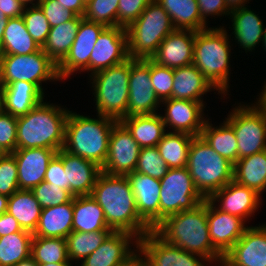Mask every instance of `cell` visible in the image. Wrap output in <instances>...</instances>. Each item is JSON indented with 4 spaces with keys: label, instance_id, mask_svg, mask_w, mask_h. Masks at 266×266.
<instances>
[{
    "label": "cell",
    "instance_id": "32",
    "mask_svg": "<svg viewBox=\"0 0 266 266\" xmlns=\"http://www.w3.org/2000/svg\"><path fill=\"white\" fill-rule=\"evenodd\" d=\"M41 48L28 33L22 16L8 19L0 45V55H26L38 52Z\"/></svg>",
    "mask_w": 266,
    "mask_h": 266
},
{
    "label": "cell",
    "instance_id": "12",
    "mask_svg": "<svg viewBox=\"0 0 266 266\" xmlns=\"http://www.w3.org/2000/svg\"><path fill=\"white\" fill-rule=\"evenodd\" d=\"M137 250L148 266H205L201 262H209L207 258L165 242L153 230L138 240Z\"/></svg>",
    "mask_w": 266,
    "mask_h": 266
},
{
    "label": "cell",
    "instance_id": "27",
    "mask_svg": "<svg viewBox=\"0 0 266 266\" xmlns=\"http://www.w3.org/2000/svg\"><path fill=\"white\" fill-rule=\"evenodd\" d=\"M173 81L171 98L174 99L203 103L202 95L212 88L217 90L193 63L173 69Z\"/></svg>",
    "mask_w": 266,
    "mask_h": 266
},
{
    "label": "cell",
    "instance_id": "4",
    "mask_svg": "<svg viewBox=\"0 0 266 266\" xmlns=\"http://www.w3.org/2000/svg\"><path fill=\"white\" fill-rule=\"evenodd\" d=\"M98 119L69 111L63 150L103 167L107 156L113 118L98 114Z\"/></svg>",
    "mask_w": 266,
    "mask_h": 266
},
{
    "label": "cell",
    "instance_id": "5",
    "mask_svg": "<svg viewBox=\"0 0 266 266\" xmlns=\"http://www.w3.org/2000/svg\"><path fill=\"white\" fill-rule=\"evenodd\" d=\"M224 27L195 31L194 66L225 95L229 81V38Z\"/></svg>",
    "mask_w": 266,
    "mask_h": 266
},
{
    "label": "cell",
    "instance_id": "52",
    "mask_svg": "<svg viewBox=\"0 0 266 266\" xmlns=\"http://www.w3.org/2000/svg\"><path fill=\"white\" fill-rule=\"evenodd\" d=\"M199 6V12L201 15L202 21L206 23V17L209 15L224 16L230 14V10L227 7L225 0H197Z\"/></svg>",
    "mask_w": 266,
    "mask_h": 266
},
{
    "label": "cell",
    "instance_id": "44",
    "mask_svg": "<svg viewBox=\"0 0 266 266\" xmlns=\"http://www.w3.org/2000/svg\"><path fill=\"white\" fill-rule=\"evenodd\" d=\"M22 17L28 33L35 42L43 47L46 43L51 26L39 6L24 8Z\"/></svg>",
    "mask_w": 266,
    "mask_h": 266
},
{
    "label": "cell",
    "instance_id": "3",
    "mask_svg": "<svg viewBox=\"0 0 266 266\" xmlns=\"http://www.w3.org/2000/svg\"><path fill=\"white\" fill-rule=\"evenodd\" d=\"M69 110L40 102L27 114L17 117L16 149L63 148Z\"/></svg>",
    "mask_w": 266,
    "mask_h": 266
},
{
    "label": "cell",
    "instance_id": "54",
    "mask_svg": "<svg viewBox=\"0 0 266 266\" xmlns=\"http://www.w3.org/2000/svg\"><path fill=\"white\" fill-rule=\"evenodd\" d=\"M24 8L17 0H0V12L7 18L22 16Z\"/></svg>",
    "mask_w": 266,
    "mask_h": 266
},
{
    "label": "cell",
    "instance_id": "31",
    "mask_svg": "<svg viewBox=\"0 0 266 266\" xmlns=\"http://www.w3.org/2000/svg\"><path fill=\"white\" fill-rule=\"evenodd\" d=\"M230 15L235 40L242 48L252 51L260 41L263 42L265 29L261 19L253 11L243 7L231 11Z\"/></svg>",
    "mask_w": 266,
    "mask_h": 266
},
{
    "label": "cell",
    "instance_id": "8",
    "mask_svg": "<svg viewBox=\"0 0 266 266\" xmlns=\"http://www.w3.org/2000/svg\"><path fill=\"white\" fill-rule=\"evenodd\" d=\"M174 30L171 18L163 7L157 1L150 3L126 28L129 57L151 58L161 42Z\"/></svg>",
    "mask_w": 266,
    "mask_h": 266
},
{
    "label": "cell",
    "instance_id": "9",
    "mask_svg": "<svg viewBox=\"0 0 266 266\" xmlns=\"http://www.w3.org/2000/svg\"><path fill=\"white\" fill-rule=\"evenodd\" d=\"M160 189L159 222L170 215L194 209L205 200L186 167L168 169L160 179Z\"/></svg>",
    "mask_w": 266,
    "mask_h": 266
},
{
    "label": "cell",
    "instance_id": "47",
    "mask_svg": "<svg viewBox=\"0 0 266 266\" xmlns=\"http://www.w3.org/2000/svg\"><path fill=\"white\" fill-rule=\"evenodd\" d=\"M152 88L160 101L172 97L173 69L160 66L150 59Z\"/></svg>",
    "mask_w": 266,
    "mask_h": 266
},
{
    "label": "cell",
    "instance_id": "48",
    "mask_svg": "<svg viewBox=\"0 0 266 266\" xmlns=\"http://www.w3.org/2000/svg\"><path fill=\"white\" fill-rule=\"evenodd\" d=\"M17 143V117L0 109V153H13Z\"/></svg>",
    "mask_w": 266,
    "mask_h": 266
},
{
    "label": "cell",
    "instance_id": "64",
    "mask_svg": "<svg viewBox=\"0 0 266 266\" xmlns=\"http://www.w3.org/2000/svg\"><path fill=\"white\" fill-rule=\"evenodd\" d=\"M2 89H3V86H2V82L0 80V109L2 107Z\"/></svg>",
    "mask_w": 266,
    "mask_h": 266
},
{
    "label": "cell",
    "instance_id": "51",
    "mask_svg": "<svg viewBox=\"0 0 266 266\" xmlns=\"http://www.w3.org/2000/svg\"><path fill=\"white\" fill-rule=\"evenodd\" d=\"M44 182L69 191V184L66 183L63 161L57 154L48 164Z\"/></svg>",
    "mask_w": 266,
    "mask_h": 266
},
{
    "label": "cell",
    "instance_id": "46",
    "mask_svg": "<svg viewBox=\"0 0 266 266\" xmlns=\"http://www.w3.org/2000/svg\"><path fill=\"white\" fill-rule=\"evenodd\" d=\"M19 189L16 159L11 153L0 154V194L11 196Z\"/></svg>",
    "mask_w": 266,
    "mask_h": 266
},
{
    "label": "cell",
    "instance_id": "7",
    "mask_svg": "<svg viewBox=\"0 0 266 266\" xmlns=\"http://www.w3.org/2000/svg\"><path fill=\"white\" fill-rule=\"evenodd\" d=\"M130 70L131 58L90 76L99 115L118 122L127 117Z\"/></svg>",
    "mask_w": 266,
    "mask_h": 266
},
{
    "label": "cell",
    "instance_id": "43",
    "mask_svg": "<svg viewBox=\"0 0 266 266\" xmlns=\"http://www.w3.org/2000/svg\"><path fill=\"white\" fill-rule=\"evenodd\" d=\"M168 169L156 146L140 149L136 172L160 180L166 175Z\"/></svg>",
    "mask_w": 266,
    "mask_h": 266
},
{
    "label": "cell",
    "instance_id": "14",
    "mask_svg": "<svg viewBox=\"0 0 266 266\" xmlns=\"http://www.w3.org/2000/svg\"><path fill=\"white\" fill-rule=\"evenodd\" d=\"M141 147L119 121L109 139L108 156L101 171L108 175L126 176L135 171Z\"/></svg>",
    "mask_w": 266,
    "mask_h": 266
},
{
    "label": "cell",
    "instance_id": "2",
    "mask_svg": "<svg viewBox=\"0 0 266 266\" xmlns=\"http://www.w3.org/2000/svg\"><path fill=\"white\" fill-rule=\"evenodd\" d=\"M165 242L185 251L220 261L223 256L213 247L207 222V199L191 210L164 218L152 229Z\"/></svg>",
    "mask_w": 266,
    "mask_h": 266
},
{
    "label": "cell",
    "instance_id": "28",
    "mask_svg": "<svg viewBox=\"0 0 266 266\" xmlns=\"http://www.w3.org/2000/svg\"><path fill=\"white\" fill-rule=\"evenodd\" d=\"M73 198L64 204L44 208L33 236L67 238L73 231Z\"/></svg>",
    "mask_w": 266,
    "mask_h": 266
},
{
    "label": "cell",
    "instance_id": "63",
    "mask_svg": "<svg viewBox=\"0 0 266 266\" xmlns=\"http://www.w3.org/2000/svg\"><path fill=\"white\" fill-rule=\"evenodd\" d=\"M21 5H23L25 8L28 5V3L32 4L34 6H38L39 0H37L36 4L33 3L35 0H17Z\"/></svg>",
    "mask_w": 266,
    "mask_h": 266
},
{
    "label": "cell",
    "instance_id": "25",
    "mask_svg": "<svg viewBox=\"0 0 266 266\" xmlns=\"http://www.w3.org/2000/svg\"><path fill=\"white\" fill-rule=\"evenodd\" d=\"M209 200L213 203L220 201L221 204L218 209L245 221L246 218L248 219L257 210L261 198L260 194L254 189L240 185L232 180L216 191Z\"/></svg>",
    "mask_w": 266,
    "mask_h": 266
},
{
    "label": "cell",
    "instance_id": "10",
    "mask_svg": "<svg viewBox=\"0 0 266 266\" xmlns=\"http://www.w3.org/2000/svg\"><path fill=\"white\" fill-rule=\"evenodd\" d=\"M60 80L57 65L43 52L42 48L26 55H0V80L2 86L14 81H28L42 92V81Z\"/></svg>",
    "mask_w": 266,
    "mask_h": 266
},
{
    "label": "cell",
    "instance_id": "38",
    "mask_svg": "<svg viewBox=\"0 0 266 266\" xmlns=\"http://www.w3.org/2000/svg\"><path fill=\"white\" fill-rule=\"evenodd\" d=\"M194 137L186 133H165L157 149L169 169L186 167L188 151Z\"/></svg>",
    "mask_w": 266,
    "mask_h": 266
},
{
    "label": "cell",
    "instance_id": "30",
    "mask_svg": "<svg viewBox=\"0 0 266 266\" xmlns=\"http://www.w3.org/2000/svg\"><path fill=\"white\" fill-rule=\"evenodd\" d=\"M73 231L112 230L107 226L103 209L91 195L73 197Z\"/></svg>",
    "mask_w": 266,
    "mask_h": 266
},
{
    "label": "cell",
    "instance_id": "13",
    "mask_svg": "<svg viewBox=\"0 0 266 266\" xmlns=\"http://www.w3.org/2000/svg\"><path fill=\"white\" fill-rule=\"evenodd\" d=\"M161 103L150 77V58H131L127 116L156 114Z\"/></svg>",
    "mask_w": 266,
    "mask_h": 266
},
{
    "label": "cell",
    "instance_id": "65",
    "mask_svg": "<svg viewBox=\"0 0 266 266\" xmlns=\"http://www.w3.org/2000/svg\"><path fill=\"white\" fill-rule=\"evenodd\" d=\"M262 44H263V47H265L264 49L266 51V28H265V31H264V36H263V42H262Z\"/></svg>",
    "mask_w": 266,
    "mask_h": 266
},
{
    "label": "cell",
    "instance_id": "62",
    "mask_svg": "<svg viewBox=\"0 0 266 266\" xmlns=\"http://www.w3.org/2000/svg\"><path fill=\"white\" fill-rule=\"evenodd\" d=\"M38 266H71V263L70 262L45 263V264H38Z\"/></svg>",
    "mask_w": 266,
    "mask_h": 266
},
{
    "label": "cell",
    "instance_id": "15",
    "mask_svg": "<svg viewBox=\"0 0 266 266\" xmlns=\"http://www.w3.org/2000/svg\"><path fill=\"white\" fill-rule=\"evenodd\" d=\"M106 28L105 25L82 18L76 38L66 57L57 65L61 80L69 77L77 70H89V58L95 43Z\"/></svg>",
    "mask_w": 266,
    "mask_h": 266
},
{
    "label": "cell",
    "instance_id": "57",
    "mask_svg": "<svg viewBox=\"0 0 266 266\" xmlns=\"http://www.w3.org/2000/svg\"><path fill=\"white\" fill-rule=\"evenodd\" d=\"M8 19L4 13H1L0 12V45H1V42H2V38H3V34H4V30H5V27L7 25V22H8Z\"/></svg>",
    "mask_w": 266,
    "mask_h": 266
},
{
    "label": "cell",
    "instance_id": "56",
    "mask_svg": "<svg viewBox=\"0 0 266 266\" xmlns=\"http://www.w3.org/2000/svg\"><path fill=\"white\" fill-rule=\"evenodd\" d=\"M230 11L245 7V2L249 0H225Z\"/></svg>",
    "mask_w": 266,
    "mask_h": 266
},
{
    "label": "cell",
    "instance_id": "1",
    "mask_svg": "<svg viewBox=\"0 0 266 266\" xmlns=\"http://www.w3.org/2000/svg\"><path fill=\"white\" fill-rule=\"evenodd\" d=\"M91 196L103 209L107 226L113 231L132 233L140 239L152 230L138 215L135 196L126 176L101 172Z\"/></svg>",
    "mask_w": 266,
    "mask_h": 266
},
{
    "label": "cell",
    "instance_id": "49",
    "mask_svg": "<svg viewBox=\"0 0 266 266\" xmlns=\"http://www.w3.org/2000/svg\"><path fill=\"white\" fill-rule=\"evenodd\" d=\"M156 0H119L117 11V26L128 28Z\"/></svg>",
    "mask_w": 266,
    "mask_h": 266
},
{
    "label": "cell",
    "instance_id": "34",
    "mask_svg": "<svg viewBox=\"0 0 266 266\" xmlns=\"http://www.w3.org/2000/svg\"><path fill=\"white\" fill-rule=\"evenodd\" d=\"M82 18L83 16H76L70 21L51 27L42 50L56 65L68 54Z\"/></svg>",
    "mask_w": 266,
    "mask_h": 266
},
{
    "label": "cell",
    "instance_id": "29",
    "mask_svg": "<svg viewBox=\"0 0 266 266\" xmlns=\"http://www.w3.org/2000/svg\"><path fill=\"white\" fill-rule=\"evenodd\" d=\"M133 139L143 147H155L165 132V123L160 114L127 116L120 121Z\"/></svg>",
    "mask_w": 266,
    "mask_h": 266
},
{
    "label": "cell",
    "instance_id": "6",
    "mask_svg": "<svg viewBox=\"0 0 266 266\" xmlns=\"http://www.w3.org/2000/svg\"><path fill=\"white\" fill-rule=\"evenodd\" d=\"M186 168L205 199L233 180L234 164L219 155L201 136L192 139Z\"/></svg>",
    "mask_w": 266,
    "mask_h": 266
},
{
    "label": "cell",
    "instance_id": "33",
    "mask_svg": "<svg viewBox=\"0 0 266 266\" xmlns=\"http://www.w3.org/2000/svg\"><path fill=\"white\" fill-rule=\"evenodd\" d=\"M233 180L261 194L266 189L265 150L238 159L234 164Z\"/></svg>",
    "mask_w": 266,
    "mask_h": 266
},
{
    "label": "cell",
    "instance_id": "37",
    "mask_svg": "<svg viewBox=\"0 0 266 266\" xmlns=\"http://www.w3.org/2000/svg\"><path fill=\"white\" fill-rule=\"evenodd\" d=\"M208 121L206 120L200 136L219 155L235 164L238 160V143L233 127L227 121L219 127H213Z\"/></svg>",
    "mask_w": 266,
    "mask_h": 266
},
{
    "label": "cell",
    "instance_id": "40",
    "mask_svg": "<svg viewBox=\"0 0 266 266\" xmlns=\"http://www.w3.org/2000/svg\"><path fill=\"white\" fill-rule=\"evenodd\" d=\"M30 256L38 264L70 262L65 238L33 236Z\"/></svg>",
    "mask_w": 266,
    "mask_h": 266
},
{
    "label": "cell",
    "instance_id": "45",
    "mask_svg": "<svg viewBox=\"0 0 266 266\" xmlns=\"http://www.w3.org/2000/svg\"><path fill=\"white\" fill-rule=\"evenodd\" d=\"M31 192L42 209L64 204L74 197L68 190L61 189L46 182H41L32 188Z\"/></svg>",
    "mask_w": 266,
    "mask_h": 266
},
{
    "label": "cell",
    "instance_id": "18",
    "mask_svg": "<svg viewBox=\"0 0 266 266\" xmlns=\"http://www.w3.org/2000/svg\"><path fill=\"white\" fill-rule=\"evenodd\" d=\"M207 199V222L213 247L224 256L248 228L244 220L225 213Z\"/></svg>",
    "mask_w": 266,
    "mask_h": 266
},
{
    "label": "cell",
    "instance_id": "23",
    "mask_svg": "<svg viewBox=\"0 0 266 266\" xmlns=\"http://www.w3.org/2000/svg\"><path fill=\"white\" fill-rule=\"evenodd\" d=\"M140 218L153 229L159 223L160 180L133 171L126 175Z\"/></svg>",
    "mask_w": 266,
    "mask_h": 266
},
{
    "label": "cell",
    "instance_id": "53",
    "mask_svg": "<svg viewBox=\"0 0 266 266\" xmlns=\"http://www.w3.org/2000/svg\"><path fill=\"white\" fill-rule=\"evenodd\" d=\"M18 220L8 212L0 215V237L22 231Z\"/></svg>",
    "mask_w": 266,
    "mask_h": 266
},
{
    "label": "cell",
    "instance_id": "58",
    "mask_svg": "<svg viewBox=\"0 0 266 266\" xmlns=\"http://www.w3.org/2000/svg\"><path fill=\"white\" fill-rule=\"evenodd\" d=\"M13 266H38V263L31 256H29Z\"/></svg>",
    "mask_w": 266,
    "mask_h": 266
},
{
    "label": "cell",
    "instance_id": "21",
    "mask_svg": "<svg viewBox=\"0 0 266 266\" xmlns=\"http://www.w3.org/2000/svg\"><path fill=\"white\" fill-rule=\"evenodd\" d=\"M195 31L175 29L159 45L151 60L171 69L193 63Z\"/></svg>",
    "mask_w": 266,
    "mask_h": 266
},
{
    "label": "cell",
    "instance_id": "19",
    "mask_svg": "<svg viewBox=\"0 0 266 266\" xmlns=\"http://www.w3.org/2000/svg\"><path fill=\"white\" fill-rule=\"evenodd\" d=\"M161 102L166 105L165 116H161L165 127L169 125L174 132L200 136L206 122L202 115L204 103L174 98Z\"/></svg>",
    "mask_w": 266,
    "mask_h": 266
},
{
    "label": "cell",
    "instance_id": "35",
    "mask_svg": "<svg viewBox=\"0 0 266 266\" xmlns=\"http://www.w3.org/2000/svg\"><path fill=\"white\" fill-rule=\"evenodd\" d=\"M42 207L31 190L18 189L9 196L7 212L13 215L22 229L33 233L36 230Z\"/></svg>",
    "mask_w": 266,
    "mask_h": 266
},
{
    "label": "cell",
    "instance_id": "61",
    "mask_svg": "<svg viewBox=\"0 0 266 266\" xmlns=\"http://www.w3.org/2000/svg\"><path fill=\"white\" fill-rule=\"evenodd\" d=\"M126 266H148L142 258L137 255L128 265Z\"/></svg>",
    "mask_w": 266,
    "mask_h": 266
},
{
    "label": "cell",
    "instance_id": "26",
    "mask_svg": "<svg viewBox=\"0 0 266 266\" xmlns=\"http://www.w3.org/2000/svg\"><path fill=\"white\" fill-rule=\"evenodd\" d=\"M44 92L28 81H14L2 89L1 109L12 116L27 114L43 101Z\"/></svg>",
    "mask_w": 266,
    "mask_h": 266
},
{
    "label": "cell",
    "instance_id": "22",
    "mask_svg": "<svg viewBox=\"0 0 266 266\" xmlns=\"http://www.w3.org/2000/svg\"><path fill=\"white\" fill-rule=\"evenodd\" d=\"M11 154L16 159L19 189L31 190L44 182L48 164L57 151L47 148H22Z\"/></svg>",
    "mask_w": 266,
    "mask_h": 266
},
{
    "label": "cell",
    "instance_id": "16",
    "mask_svg": "<svg viewBox=\"0 0 266 266\" xmlns=\"http://www.w3.org/2000/svg\"><path fill=\"white\" fill-rule=\"evenodd\" d=\"M128 35L123 27H106L99 35L89 58L94 74L129 59Z\"/></svg>",
    "mask_w": 266,
    "mask_h": 266
},
{
    "label": "cell",
    "instance_id": "11",
    "mask_svg": "<svg viewBox=\"0 0 266 266\" xmlns=\"http://www.w3.org/2000/svg\"><path fill=\"white\" fill-rule=\"evenodd\" d=\"M233 127L238 143V159L266 149V110L257 102L254 106L240 105L226 118Z\"/></svg>",
    "mask_w": 266,
    "mask_h": 266
},
{
    "label": "cell",
    "instance_id": "24",
    "mask_svg": "<svg viewBox=\"0 0 266 266\" xmlns=\"http://www.w3.org/2000/svg\"><path fill=\"white\" fill-rule=\"evenodd\" d=\"M57 155L63 161L69 192L74 197L91 195L97 177L102 172L101 167L90 160L73 155L63 149H60Z\"/></svg>",
    "mask_w": 266,
    "mask_h": 266
},
{
    "label": "cell",
    "instance_id": "50",
    "mask_svg": "<svg viewBox=\"0 0 266 266\" xmlns=\"http://www.w3.org/2000/svg\"><path fill=\"white\" fill-rule=\"evenodd\" d=\"M38 6L44 12L51 27L74 19L77 15L64 8L57 0H39Z\"/></svg>",
    "mask_w": 266,
    "mask_h": 266
},
{
    "label": "cell",
    "instance_id": "60",
    "mask_svg": "<svg viewBox=\"0 0 266 266\" xmlns=\"http://www.w3.org/2000/svg\"><path fill=\"white\" fill-rule=\"evenodd\" d=\"M264 90V91H263ZM262 90L261 92V95L259 97V100H258V105L263 108L264 110H266V84L264 86V89Z\"/></svg>",
    "mask_w": 266,
    "mask_h": 266
},
{
    "label": "cell",
    "instance_id": "17",
    "mask_svg": "<svg viewBox=\"0 0 266 266\" xmlns=\"http://www.w3.org/2000/svg\"><path fill=\"white\" fill-rule=\"evenodd\" d=\"M220 265L266 266V226L248 227Z\"/></svg>",
    "mask_w": 266,
    "mask_h": 266
},
{
    "label": "cell",
    "instance_id": "55",
    "mask_svg": "<svg viewBox=\"0 0 266 266\" xmlns=\"http://www.w3.org/2000/svg\"><path fill=\"white\" fill-rule=\"evenodd\" d=\"M64 8L71 10L77 16H84L86 3L83 0H57Z\"/></svg>",
    "mask_w": 266,
    "mask_h": 266
},
{
    "label": "cell",
    "instance_id": "36",
    "mask_svg": "<svg viewBox=\"0 0 266 266\" xmlns=\"http://www.w3.org/2000/svg\"><path fill=\"white\" fill-rule=\"evenodd\" d=\"M169 14L175 29L200 31L208 28L202 21L197 0H156Z\"/></svg>",
    "mask_w": 266,
    "mask_h": 266
},
{
    "label": "cell",
    "instance_id": "59",
    "mask_svg": "<svg viewBox=\"0 0 266 266\" xmlns=\"http://www.w3.org/2000/svg\"><path fill=\"white\" fill-rule=\"evenodd\" d=\"M8 196L0 194V215L7 212Z\"/></svg>",
    "mask_w": 266,
    "mask_h": 266
},
{
    "label": "cell",
    "instance_id": "42",
    "mask_svg": "<svg viewBox=\"0 0 266 266\" xmlns=\"http://www.w3.org/2000/svg\"><path fill=\"white\" fill-rule=\"evenodd\" d=\"M119 0H89L86 3L84 18L106 27L117 26Z\"/></svg>",
    "mask_w": 266,
    "mask_h": 266
},
{
    "label": "cell",
    "instance_id": "41",
    "mask_svg": "<svg viewBox=\"0 0 266 266\" xmlns=\"http://www.w3.org/2000/svg\"><path fill=\"white\" fill-rule=\"evenodd\" d=\"M113 230H99L96 232L72 231L66 238L69 260H80L95 251Z\"/></svg>",
    "mask_w": 266,
    "mask_h": 266
},
{
    "label": "cell",
    "instance_id": "39",
    "mask_svg": "<svg viewBox=\"0 0 266 266\" xmlns=\"http://www.w3.org/2000/svg\"><path fill=\"white\" fill-rule=\"evenodd\" d=\"M33 233L22 230L0 237V266H13L28 258Z\"/></svg>",
    "mask_w": 266,
    "mask_h": 266
},
{
    "label": "cell",
    "instance_id": "20",
    "mask_svg": "<svg viewBox=\"0 0 266 266\" xmlns=\"http://www.w3.org/2000/svg\"><path fill=\"white\" fill-rule=\"evenodd\" d=\"M131 240H136L138 248L139 239L132 233L113 231L95 251L82 260L81 266L128 265L138 255L129 248Z\"/></svg>",
    "mask_w": 266,
    "mask_h": 266
}]
</instances>
